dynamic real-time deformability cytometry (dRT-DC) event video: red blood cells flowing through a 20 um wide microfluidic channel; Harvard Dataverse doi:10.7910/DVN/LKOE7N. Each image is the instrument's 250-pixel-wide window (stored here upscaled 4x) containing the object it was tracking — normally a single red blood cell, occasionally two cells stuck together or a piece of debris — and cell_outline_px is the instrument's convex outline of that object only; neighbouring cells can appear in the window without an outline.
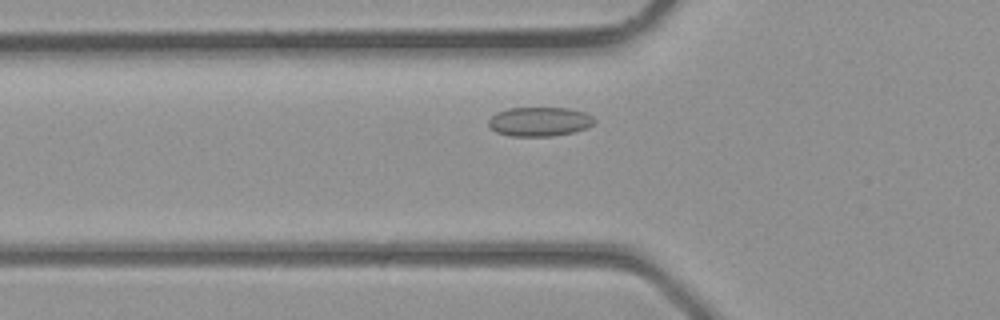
{"species": "common noctule bat (a hibernating species)", "species_latin": "Nyctalus noctula", "temperature_condition": "room temperature", "stored_images_in_passage": 29, "camera_frame_rate_fps": 3000, "um_per_image_px": 0.085, "animal": {"sex": "male", "body_mass_g": 23.1, "forearm_length_mm": 52.7}, "frame": {"image": 1, "passage_image": 4, "time_ms": 1.0, "image_size_px": [1000, 320], "cell_outline_px": [[596, 120], [588, 128], [572, 132], [552, 136], [512, 136], [496, 132], [488, 124], [488, 120], [496, 112], [508, 108], [568, 108], [584, 112], [592, 116]], "centroid_in_image_um": [45.86, 10.33], "position_along_channel_um": 79.9, "area_um2": 17.98}}
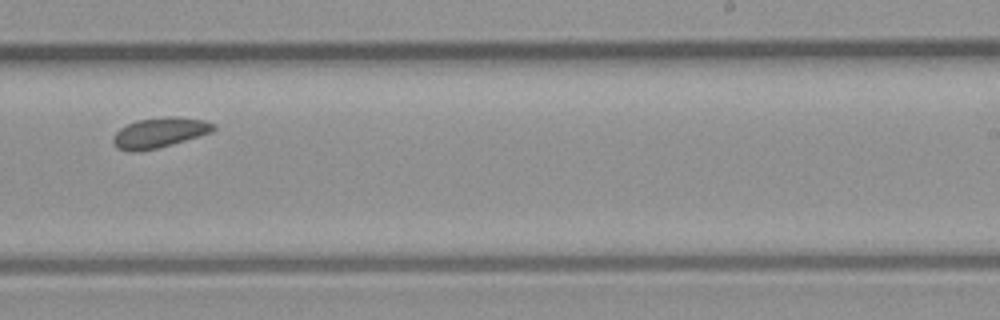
{"frame": {"image": 2, "passage_image": 15, "time_ms": 4.667, "image_size_px": [1000, 320], "cell_outline_px": [[216, 128], [212, 132], [172, 144], [140, 152], [128, 152], [116, 148], [112, 140], [112, 136], [120, 128], [136, 120], [168, 116], [176, 116], [204, 120], [216, 124]], "centroid_in_image_um": [13.54, 11.28], "position_along_channel_um": 275.5, "area_um2": 17.8}}
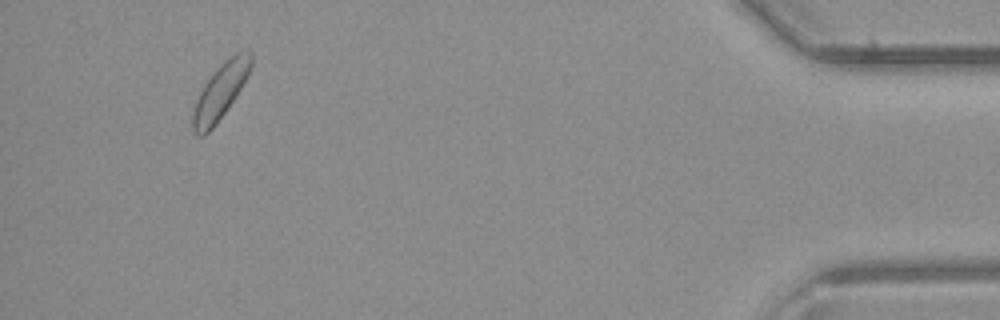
{"frame": {"image": 3, "passage_image": 27, "time_ms": 8.667, "image_size_px": [1000, 320], "cell_outline_px": [[252, 64], [248, 76], [216, 124], [204, 136], [196, 136], [192, 128], [192, 116], [196, 100], [204, 84], [216, 68], [224, 60], [236, 52], [252, 52]], "centroid_in_image_um": [18.71, 7.78], "position_along_channel_um": 416.5, "area_um2": 18.5}}